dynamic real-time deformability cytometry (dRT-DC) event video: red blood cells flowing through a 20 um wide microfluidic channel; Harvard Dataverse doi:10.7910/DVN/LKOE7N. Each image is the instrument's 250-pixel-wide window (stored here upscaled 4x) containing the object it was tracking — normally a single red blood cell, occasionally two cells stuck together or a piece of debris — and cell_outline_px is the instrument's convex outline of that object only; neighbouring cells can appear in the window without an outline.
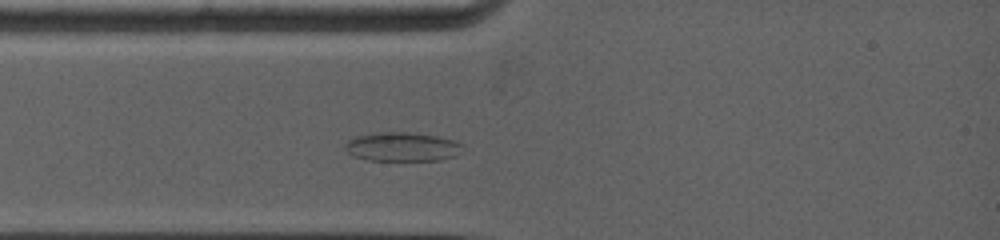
{"species": "common noctule bat (a hibernating species)", "species_latin": "Nyctalus noctula", "temperature_condition": "warm", "stored_images_in_passage": 3, "camera_frame_rate_fps": 5000, "um_per_image_px": 0.085, "animal": {"sex": "female", "body_mass_g": 19.0, "forearm_length_mm": 53.3}, "frame": {"image": 1, "passage_image": 3, "time_ms": 1.8, "image_size_px": [1000, 240], "cell_outline_px": [[464, 144], [456, 156], [440, 160], [368, 160], [356, 156], [348, 152], [344, 148], [344, 144], [348, 140], [356, 136], [372, 132], [408, 132], [436, 136], [452, 140]], "centroid_in_image_um": [34.16, 12.47], "position_along_channel_um": 50.8, "area_um2": 19.83}}